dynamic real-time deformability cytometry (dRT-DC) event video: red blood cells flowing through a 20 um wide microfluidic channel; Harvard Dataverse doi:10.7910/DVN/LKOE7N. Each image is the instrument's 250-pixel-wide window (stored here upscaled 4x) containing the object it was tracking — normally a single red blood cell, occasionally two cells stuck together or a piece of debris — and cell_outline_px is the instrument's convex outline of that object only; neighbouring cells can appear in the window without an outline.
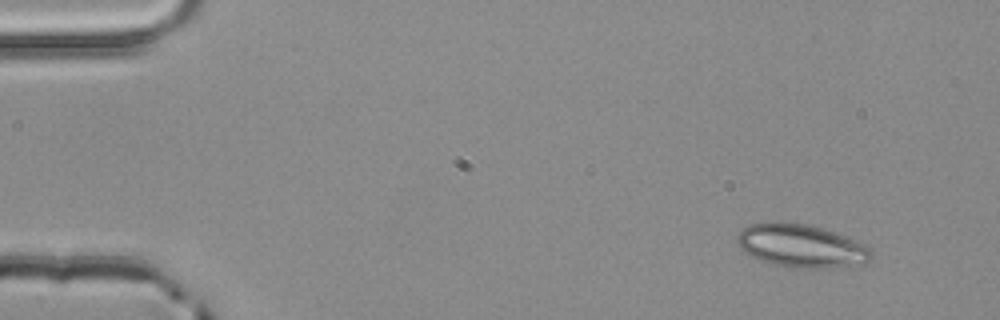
{"species": "common noctule bat (a hibernating species)", "species_latin": "Nyctalus noctula", "temperature_condition": "room temperature", "stored_images_in_passage": 3, "camera_frame_rate_fps": 3000, "um_per_image_px": 0.085, "animal": {"sex": "male", "body_mass_g": 20.4}, "frame": {"image": 1, "passage_image": 1, "time_ms": 0.0, "image_size_px": [1000, 320], "cell_outline_px": [[872, 256], [864, 264], [824, 268], [792, 268], [772, 264], [760, 260], [752, 256], [740, 248], [736, 240], [736, 236], [748, 224], [808, 224], [848, 236], [872, 248]], "centroid_in_image_um": [68.15, 20.93], "position_along_channel_um": 16.8, "area_um2": 33.35}}